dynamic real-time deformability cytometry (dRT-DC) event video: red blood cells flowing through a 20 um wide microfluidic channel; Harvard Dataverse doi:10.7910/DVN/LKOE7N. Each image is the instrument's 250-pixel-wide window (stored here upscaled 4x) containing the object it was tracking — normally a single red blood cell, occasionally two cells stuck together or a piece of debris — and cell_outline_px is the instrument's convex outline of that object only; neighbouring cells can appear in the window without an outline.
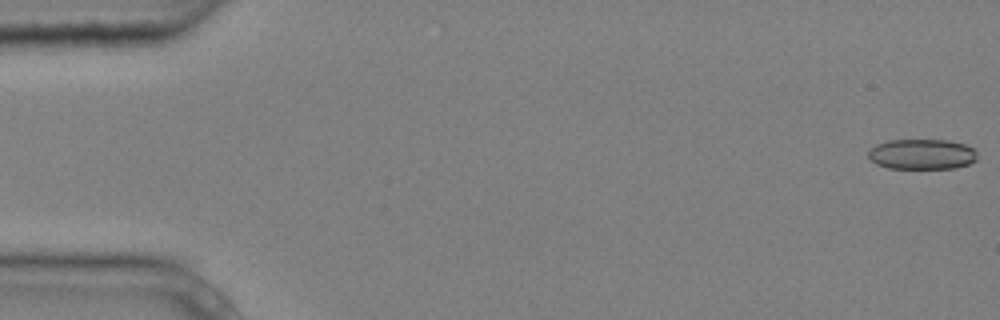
{"species": "common noctule bat (a hibernating species)", "species_latin": "Nyctalus noctula", "temperature_condition": "cold", "stored_images_in_passage": 5, "camera_frame_rate_fps": 3000, "um_per_image_px": 0.085, "animal": {"sex": "male", "body_mass_g": 20.4}, "frame": {"image": 1, "passage_image": 1, "time_ms": 0.0, "image_size_px": [1000, 320], "cell_outline_px": [[976, 160], [968, 164], [956, 168], [888, 168], [876, 164], [868, 156], [868, 152], [876, 144], [888, 140], [948, 140], [964, 144], [972, 148], [976, 152]], "centroid_in_image_um": [78.36, 13.1], "position_along_channel_um": 6.6, "area_um2": 19.19}}
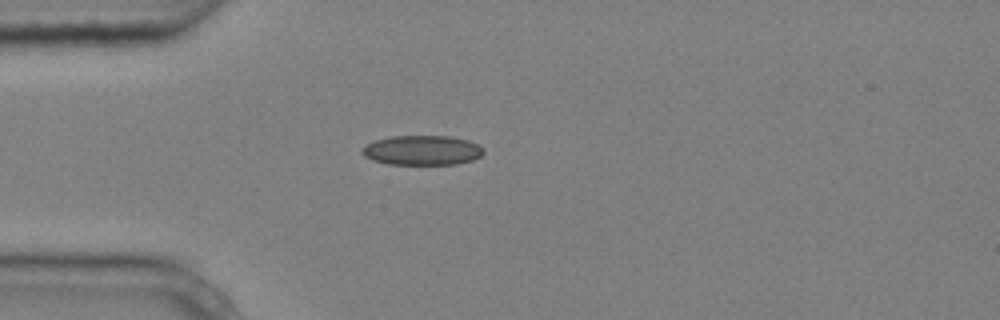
{"frame": {"image": 2, "passage_image": 5, "time_ms": 1.333, "image_size_px": [1000, 320], "cell_outline_px": [[484, 152], [480, 156], [472, 160], [456, 164], [388, 164], [372, 160], [364, 156], [360, 152], [360, 148], [376, 140], [392, 136], [448, 136], [468, 140], [480, 144], [484, 148]], "centroid_in_image_um": [35.89, 12.77], "position_along_channel_um": 49.1, "area_um2": 21.1}}